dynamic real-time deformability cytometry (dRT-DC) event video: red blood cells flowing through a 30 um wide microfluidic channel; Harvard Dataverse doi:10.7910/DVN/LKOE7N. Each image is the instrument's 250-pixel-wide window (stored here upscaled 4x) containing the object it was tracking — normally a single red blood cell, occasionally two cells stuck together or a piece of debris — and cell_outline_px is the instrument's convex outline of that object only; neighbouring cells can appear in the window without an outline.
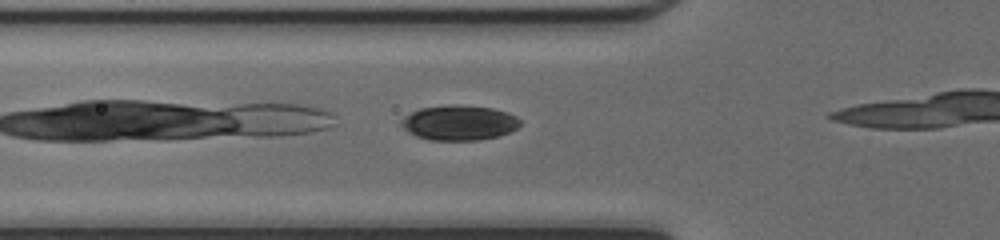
{"species": "common noctule bat (a hibernating species)", "species_latin": "Nyctalus noctula", "temperature_condition": "cold", "stored_images_in_passage": 7, "camera_frame_rate_fps": 3000, "um_per_image_px": 0.085, "animal": {"sex": "female", "body_mass_g": 17.0, "forearm_length_mm": 48.0}, "frame": {"image": 1, "passage_image": 3, "time_ms": 0.667, "image_size_px": [1000, 240], "cell_outline_px": [[520, 124], [516, 128], [508, 132], [496, 136], [480, 140], [432, 140], [416, 136], [408, 132], [400, 124], [400, 120], [404, 116], [420, 108], [492, 108], [508, 112], [516, 116], [520, 120]], "centroid_in_image_um": [39.02, 10.49], "position_along_channel_um": 86.8, "area_um2": 23.12}}